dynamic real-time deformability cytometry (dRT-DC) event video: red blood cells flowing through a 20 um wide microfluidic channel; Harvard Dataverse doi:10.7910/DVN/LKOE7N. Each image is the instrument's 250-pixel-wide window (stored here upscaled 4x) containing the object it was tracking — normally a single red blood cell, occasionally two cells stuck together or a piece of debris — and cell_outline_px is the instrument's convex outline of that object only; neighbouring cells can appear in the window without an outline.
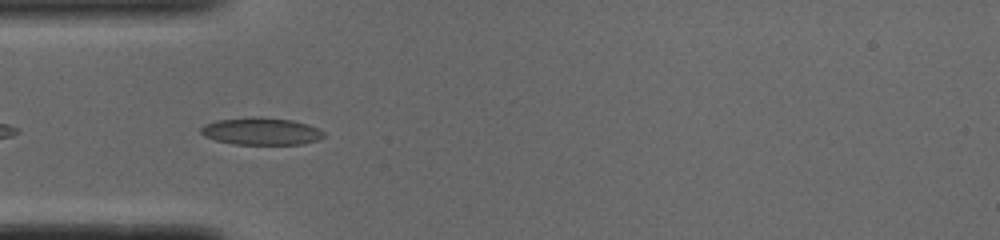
{"species": "common noctule bat (a hibernating species)", "species_latin": "Nyctalus noctula", "temperature_condition": "cold", "stored_images_in_passage": 36, "camera_frame_rate_fps": 3000, "um_per_image_px": 0.085, "animal": {"sex": "male", "body_mass_g": 19.0, "forearm_length_mm": 50.8}, "frame": {"image": 1, "passage_image": 3, "time_ms": 0.667, "image_size_px": [1000, 240], "cell_outline_px": [[324, 136], [316, 140], [300, 144], [232, 144], [216, 140], [204, 136], [200, 132], [200, 128], [204, 124], [216, 120], [252, 116], [292, 120], [308, 124], [324, 132]], "centroid_in_image_um": [22.15, 11.15], "position_along_channel_um": 62.9, "area_um2": 19.48}}
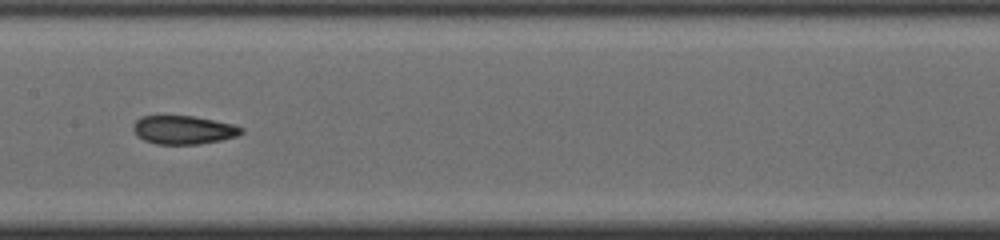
{"frame": {"image": 2, "passage_image": 13, "time_ms": 4.0, "image_size_px": [1000, 240], "cell_outline_px": [[244, 132], [236, 136], [220, 140], [196, 144], [156, 144], [144, 140], [136, 136], [132, 128], [132, 124], [140, 116], [196, 116], [232, 124], [244, 128]], "centroid_in_image_um": [15.56, 11.03], "position_along_channel_um": 191.8, "area_um2": 18.03}}
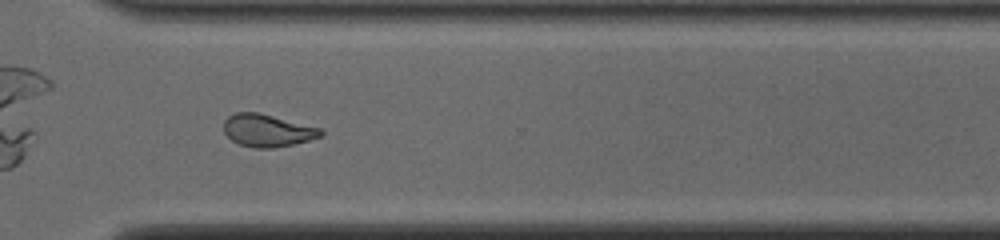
{"frame": {"image": 3, "passage_image": 25, "time_ms": 8.0, "image_size_px": [1000, 240], "cell_outline_px": [[324, 132], [320, 136], [308, 140], [292, 144], [272, 148], [256, 148], [240, 144], [232, 140], [224, 132], [224, 120], [228, 116], [236, 112], [260, 112], [320, 128]], "centroid_in_image_um": [22.7, 11.07], "position_along_channel_um": 347.9, "area_um2": 18.21}, "authors_computed_cell_mechanics": {"area_um2": 18.5538, "velocity_mm_per_s": 3.8897, "shape_relaxation_time_tau1_ms": null, "shape_relaxation_time_tau2_ms": 2.4027, "deformation_change_tau1": null, "deformation_change_tau2": 0.0859}}